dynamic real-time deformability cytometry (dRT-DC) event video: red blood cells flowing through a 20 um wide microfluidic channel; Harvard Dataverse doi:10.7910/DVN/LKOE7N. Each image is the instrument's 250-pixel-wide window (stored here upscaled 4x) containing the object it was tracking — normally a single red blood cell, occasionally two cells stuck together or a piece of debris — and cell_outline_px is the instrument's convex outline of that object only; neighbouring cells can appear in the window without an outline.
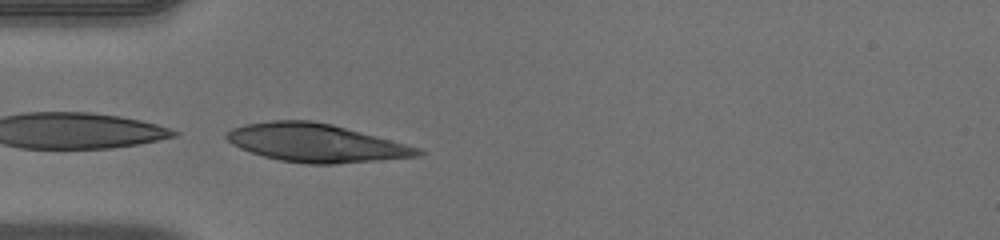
{"species": "human", "species_latin": "Homo sapiens", "temperature_condition": "warm", "stored_images_in_passage": 14, "camera_frame_rate_fps": 3000, "um_per_image_px": 0.085, "donor": {"sex": "male"}, "frame": {"image": 1, "passage_image": 14, "time_ms": 4.333, "image_size_px": [1000, 240], "cell_outline_px": [[424, 152], [420, 156], [336, 164], [308, 164], [280, 160], [264, 156], [240, 148], [232, 144], [224, 136], [224, 132], [232, 128], [244, 124], [272, 120], [312, 120], [332, 124], [420, 148]], "centroid_in_image_um": [26.81, 12.14], "position_along_channel_um": 58.2, "area_um2": 42.43}}